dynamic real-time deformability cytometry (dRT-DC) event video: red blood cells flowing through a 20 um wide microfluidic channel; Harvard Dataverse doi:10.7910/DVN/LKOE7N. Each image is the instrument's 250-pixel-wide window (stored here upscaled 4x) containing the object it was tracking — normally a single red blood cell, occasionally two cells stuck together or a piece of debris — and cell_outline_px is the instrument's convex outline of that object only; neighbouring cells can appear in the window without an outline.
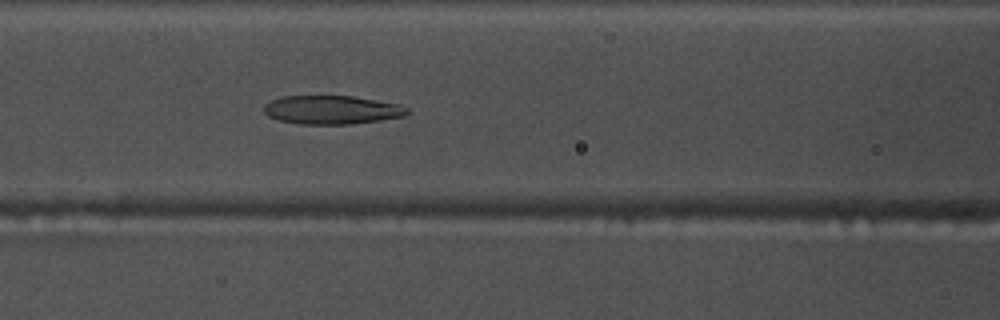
{"species": "common noctule bat (a hibernating species)", "species_latin": "Nyctalus noctula", "temperature_condition": "warm", "stored_images_in_passage": 52, "camera_frame_rate_fps": 3000, "um_per_image_px": 0.085, "animal": {"sex": "male", "body_mass_g": 17.5, "forearm_length_mm": 52.3}, "frame": {"image": 1, "passage_image": 21, "time_ms": 6.667, "image_size_px": [1000, 320], "cell_outline_px": [[412, 112], [404, 116], [380, 120], [352, 124], [300, 124], [280, 120], [268, 116], [264, 112], [264, 104], [272, 100], [284, 96], [352, 96], [400, 104], [408, 108]], "centroid_in_image_um": [28.24, 9.34], "position_along_channel_um": 138.4, "area_um2": 23.93}}
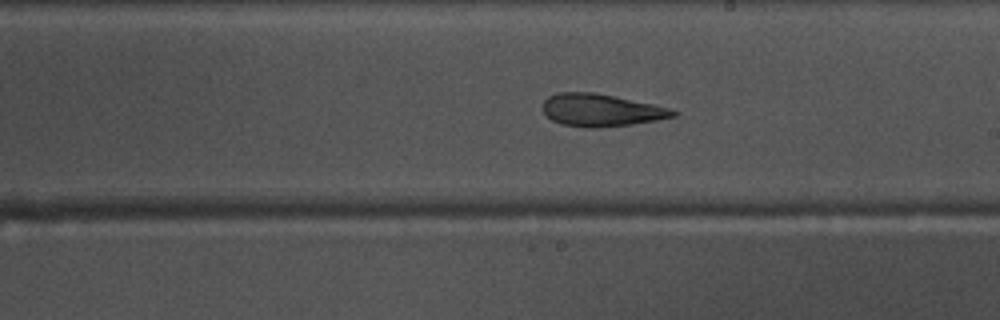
{"frame": {"image": 2, "passage_image": 29, "time_ms": 9.333, "image_size_px": [1000, 320], "cell_outline_px": [[680, 112], [676, 116], [656, 120], [632, 124], [596, 128], [584, 128], [560, 124], [552, 120], [540, 108], [544, 100], [548, 96], [556, 92], [592, 92], [652, 104], [668, 108]], "centroid_in_image_um": [51.04, 9.37], "position_along_channel_um": 238.0, "area_um2": 24.68}}
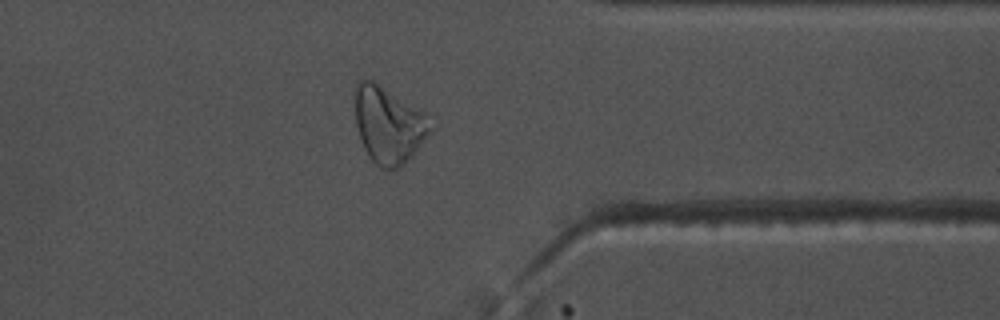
{"frame": {"image": 3, "passage_image": 41, "time_ms": 13.333, "image_size_px": [1000, 320], "cell_outline_px": [[432, 128], [412, 156], [400, 168], [384, 168], [376, 164], [372, 160], [364, 148], [356, 124], [356, 84], [360, 80], [372, 80], [424, 112]], "centroid_in_image_um": [33.02, 10.63], "position_along_channel_um": 378.4, "area_um2": 32.71}, "authors_computed_cell_mechanics": {"area_um2": 27.3394, "velocity_mm_per_s": 3.7476, "shape_relaxation_time_tau1_ms": null, "shape_relaxation_time_tau2_ms": 3.0967, "deformation_change_tau1": null, "deformation_change_tau2": 0.1235}}